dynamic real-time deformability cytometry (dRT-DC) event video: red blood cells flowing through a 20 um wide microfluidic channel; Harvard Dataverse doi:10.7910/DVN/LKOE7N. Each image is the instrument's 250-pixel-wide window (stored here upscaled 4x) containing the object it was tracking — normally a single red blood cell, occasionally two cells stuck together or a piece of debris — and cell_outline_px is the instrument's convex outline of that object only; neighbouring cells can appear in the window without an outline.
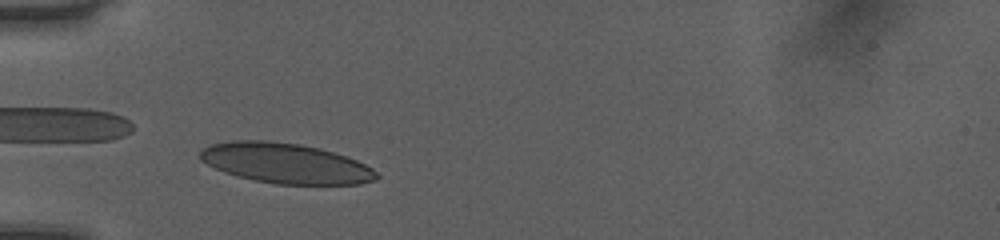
{"species": "human", "species_latin": "Homo sapiens", "temperature_condition": "room temperature", "stored_images_in_passage": 34, "camera_frame_rate_fps": 3000, "um_per_image_px": 0.085, "donor": {"sex": "female"}, "frame": {"image": 1, "passage_image": 4, "time_ms": 1.0, "image_size_px": [1000, 240], "cell_outline_px": [[380, 176], [376, 180], [360, 184], [276, 184], [236, 176], [224, 172], [200, 160], [200, 148], [212, 144], [232, 140], [264, 140], [300, 144], [320, 148], [356, 160], [372, 168]], "centroid_in_image_um": [24.26, 13.87], "position_along_channel_um": 60.7, "area_um2": 41.21}}
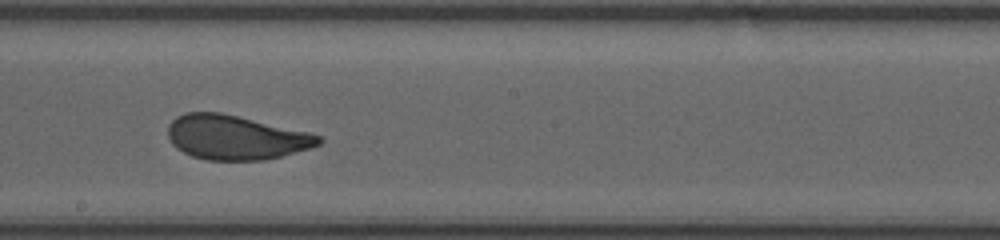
{"frame": {"image": 2, "passage_image": 17, "time_ms": 5.333, "image_size_px": [1000, 240], "cell_outline_px": [[324, 140], [320, 144], [312, 148], [264, 160], [208, 160], [192, 156], [176, 148], [172, 144], [168, 136], [168, 124], [176, 116], [184, 112], [220, 112], [308, 132], [320, 136]], "centroid_in_image_um": [20.02, 11.68], "position_along_channel_um": 228.2, "area_um2": 38.96}}
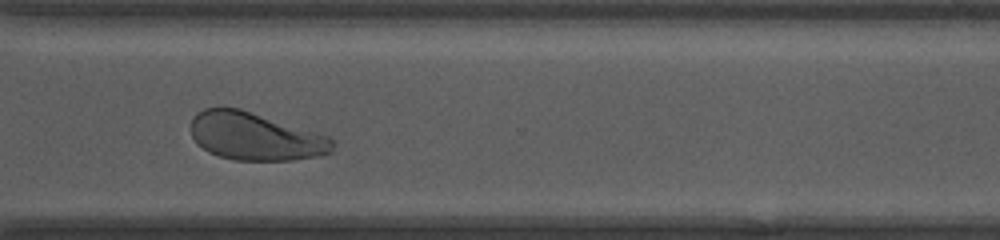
{"frame": {"image": 3, "passage_image": 26, "time_ms": 8.333, "image_size_px": [1000, 240], "cell_outline_px": [[336, 144], [332, 152], [316, 156], [292, 160], [232, 160], [208, 152], [196, 144], [192, 136], [192, 116], [196, 112], [204, 108], [220, 104], [240, 108], [328, 136], [336, 140]], "centroid_in_image_um": [21.65, 11.57], "position_along_channel_um": 349.0, "area_um2": 40.0}, "authors_computed_cell_mechanics": {"area_um2": 39.9109, "velocity_mm_per_s": 4.0445, "shape_relaxation_time_tau1_ms": 3.909, "shape_relaxation_time_tau2_ms": null, "deformation_change_tau1": 0.147, "deformation_change_tau2": null}}